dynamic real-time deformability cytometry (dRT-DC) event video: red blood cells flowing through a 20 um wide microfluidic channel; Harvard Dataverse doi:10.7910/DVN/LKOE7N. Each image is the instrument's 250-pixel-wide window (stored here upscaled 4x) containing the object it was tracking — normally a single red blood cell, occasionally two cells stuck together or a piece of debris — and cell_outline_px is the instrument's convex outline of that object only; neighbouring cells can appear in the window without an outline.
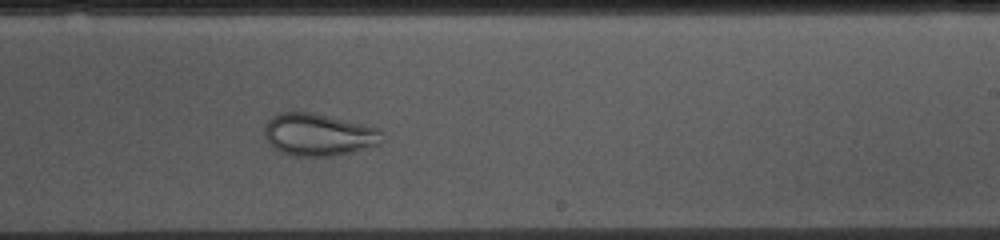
{"species": "common noctule bat (a hibernating species)", "species_latin": "Nyctalus noctula", "temperature_condition": "cold", "stored_images_in_passage": 53, "camera_frame_rate_fps": 3000, "um_per_image_px": 0.085, "animal": {"sex": "female", "body_mass_g": 10.0, "forearm_length_mm": 53.1}, "frame": {"image": 1, "passage_image": 31, "time_ms": 10.0, "image_size_px": [1000, 240], "cell_outline_px": [[384, 140], [380, 144], [336, 156], [296, 156], [280, 152], [268, 144], [264, 136], [264, 128], [268, 120], [276, 112], [312, 112], [364, 124], [380, 128]], "centroid_in_image_um": [27.06, 11.44], "position_along_channel_um": 261.9, "area_um2": 29.36}}
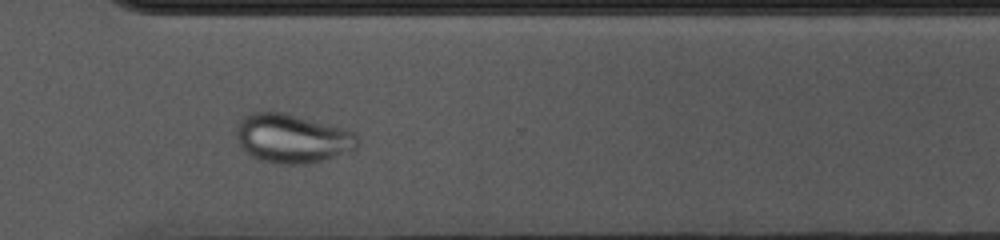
{"frame": {"image": 2, "passage_image": 38, "time_ms": 12.333, "image_size_px": [1000, 240], "cell_outline_px": [[360, 144], [356, 148], [320, 160], [304, 164], [280, 164], [264, 160], [252, 156], [244, 152], [236, 140], [236, 128], [240, 120], [244, 116], [252, 112], [280, 112], [348, 128], [356, 132], [360, 140]], "centroid_in_image_um": [24.84, 11.75], "position_along_channel_um": 345.8, "area_um2": 34.56}}